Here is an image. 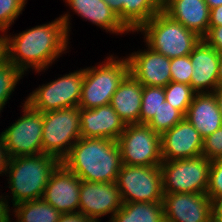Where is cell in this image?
Instances as JSON below:
<instances>
[{"mask_svg": "<svg viewBox=\"0 0 222 222\" xmlns=\"http://www.w3.org/2000/svg\"><path fill=\"white\" fill-rule=\"evenodd\" d=\"M71 16L70 12H64L54 21L36 25L15 36L5 32L8 60L24 74L30 69L34 73L48 70L70 48Z\"/></svg>", "mask_w": 222, "mask_h": 222, "instance_id": "6da1fadb", "label": "cell"}, {"mask_svg": "<svg viewBox=\"0 0 222 222\" xmlns=\"http://www.w3.org/2000/svg\"><path fill=\"white\" fill-rule=\"evenodd\" d=\"M60 163L55 156L44 153L11 158L5 175L9 177L6 178L7 187L12 195H0V216L11 213L10 200L14 206L23 201L42 199L50 176Z\"/></svg>", "mask_w": 222, "mask_h": 222, "instance_id": "7a4b0ae2", "label": "cell"}, {"mask_svg": "<svg viewBox=\"0 0 222 222\" xmlns=\"http://www.w3.org/2000/svg\"><path fill=\"white\" fill-rule=\"evenodd\" d=\"M61 162L81 180L113 183L122 165L121 150L111 139L81 137Z\"/></svg>", "mask_w": 222, "mask_h": 222, "instance_id": "3957f363", "label": "cell"}, {"mask_svg": "<svg viewBox=\"0 0 222 222\" xmlns=\"http://www.w3.org/2000/svg\"><path fill=\"white\" fill-rule=\"evenodd\" d=\"M136 32L144 36L142 42L146 43L145 45L169 59L190 55L202 39L162 10Z\"/></svg>", "mask_w": 222, "mask_h": 222, "instance_id": "277c9868", "label": "cell"}, {"mask_svg": "<svg viewBox=\"0 0 222 222\" xmlns=\"http://www.w3.org/2000/svg\"><path fill=\"white\" fill-rule=\"evenodd\" d=\"M114 54L99 62L98 65L84 68V82L78 107L93 109L109 105L120 83L129 74L126 57Z\"/></svg>", "mask_w": 222, "mask_h": 222, "instance_id": "5b68a950", "label": "cell"}, {"mask_svg": "<svg viewBox=\"0 0 222 222\" xmlns=\"http://www.w3.org/2000/svg\"><path fill=\"white\" fill-rule=\"evenodd\" d=\"M79 107L62 108L44 113L43 153L62 161L81 138Z\"/></svg>", "mask_w": 222, "mask_h": 222, "instance_id": "8992f818", "label": "cell"}, {"mask_svg": "<svg viewBox=\"0 0 222 222\" xmlns=\"http://www.w3.org/2000/svg\"><path fill=\"white\" fill-rule=\"evenodd\" d=\"M49 83H43L35 88L25 101L36 111L46 113L62 108L78 107L82 85L84 82V68L69 71V74L60 75Z\"/></svg>", "mask_w": 222, "mask_h": 222, "instance_id": "52a82bcc", "label": "cell"}, {"mask_svg": "<svg viewBox=\"0 0 222 222\" xmlns=\"http://www.w3.org/2000/svg\"><path fill=\"white\" fill-rule=\"evenodd\" d=\"M160 167L163 193H207L211 161L202 155L163 161Z\"/></svg>", "mask_w": 222, "mask_h": 222, "instance_id": "ba28073f", "label": "cell"}, {"mask_svg": "<svg viewBox=\"0 0 222 222\" xmlns=\"http://www.w3.org/2000/svg\"><path fill=\"white\" fill-rule=\"evenodd\" d=\"M117 143L121 163L129 166H160L161 135L147 124H127Z\"/></svg>", "mask_w": 222, "mask_h": 222, "instance_id": "9c48e42d", "label": "cell"}, {"mask_svg": "<svg viewBox=\"0 0 222 222\" xmlns=\"http://www.w3.org/2000/svg\"><path fill=\"white\" fill-rule=\"evenodd\" d=\"M20 107L22 116L1 132L9 156L13 158L43 154L44 113L34 110L26 101Z\"/></svg>", "mask_w": 222, "mask_h": 222, "instance_id": "30bf717a", "label": "cell"}, {"mask_svg": "<svg viewBox=\"0 0 222 222\" xmlns=\"http://www.w3.org/2000/svg\"><path fill=\"white\" fill-rule=\"evenodd\" d=\"M123 203L162 202L163 183L160 166L122 164L116 180Z\"/></svg>", "mask_w": 222, "mask_h": 222, "instance_id": "8fae6325", "label": "cell"}, {"mask_svg": "<svg viewBox=\"0 0 222 222\" xmlns=\"http://www.w3.org/2000/svg\"><path fill=\"white\" fill-rule=\"evenodd\" d=\"M123 205L116 182L97 183L81 180L79 211L93 222H101V217L113 215Z\"/></svg>", "mask_w": 222, "mask_h": 222, "instance_id": "7c38bea8", "label": "cell"}, {"mask_svg": "<svg viewBox=\"0 0 222 222\" xmlns=\"http://www.w3.org/2000/svg\"><path fill=\"white\" fill-rule=\"evenodd\" d=\"M165 222H213L212 200L201 193H163Z\"/></svg>", "mask_w": 222, "mask_h": 222, "instance_id": "4fadbf2b", "label": "cell"}, {"mask_svg": "<svg viewBox=\"0 0 222 222\" xmlns=\"http://www.w3.org/2000/svg\"><path fill=\"white\" fill-rule=\"evenodd\" d=\"M81 179L62 162L52 172L42 199L61 214L79 211Z\"/></svg>", "mask_w": 222, "mask_h": 222, "instance_id": "5bb4252c", "label": "cell"}, {"mask_svg": "<svg viewBox=\"0 0 222 222\" xmlns=\"http://www.w3.org/2000/svg\"><path fill=\"white\" fill-rule=\"evenodd\" d=\"M144 50L132 52L126 58L129 63V73L142 86L165 87L171 80V59L154 51L146 45Z\"/></svg>", "mask_w": 222, "mask_h": 222, "instance_id": "9a60e30c", "label": "cell"}, {"mask_svg": "<svg viewBox=\"0 0 222 222\" xmlns=\"http://www.w3.org/2000/svg\"><path fill=\"white\" fill-rule=\"evenodd\" d=\"M202 147L203 138L185 118L161 135L163 161L201 156Z\"/></svg>", "mask_w": 222, "mask_h": 222, "instance_id": "2e32d148", "label": "cell"}, {"mask_svg": "<svg viewBox=\"0 0 222 222\" xmlns=\"http://www.w3.org/2000/svg\"><path fill=\"white\" fill-rule=\"evenodd\" d=\"M80 136L83 138H103L117 141L126 124L112 106L105 105L93 109L79 108Z\"/></svg>", "mask_w": 222, "mask_h": 222, "instance_id": "e0dca14e", "label": "cell"}, {"mask_svg": "<svg viewBox=\"0 0 222 222\" xmlns=\"http://www.w3.org/2000/svg\"><path fill=\"white\" fill-rule=\"evenodd\" d=\"M189 56L193 68L191 87L196 93H213L218 87L220 53L201 39Z\"/></svg>", "mask_w": 222, "mask_h": 222, "instance_id": "ac0fdd59", "label": "cell"}, {"mask_svg": "<svg viewBox=\"0 0 222 222\" xmlns=\"http://www.w3.org/2000/svg\"><path fill=\"white\" fill-rule=\"evenodd\" d=\"M162 11L202 39L209 31L210 9L205 0H165Z\"/></svg>", "mask_w": 222, "mask_h": 222, "instance_id": "d6986e66", "label": "cell"}, {"mask_svg": "<svg viewBox=\"0 0 222 222\" xmlns=\"http://www.w3.org/2000/svg\"><path fill=\"white\" fill-rule=\"evenodd\" d=\"M75 14L85 21L111 34L125 35L130 31L122 24L117 14L108 6L105 0H63Z\"/></svg>", "mask_w": 222, "mask_h": 222, "instance_id": "ffe728a7", "label": "cell"}, {"mask_svg": "<svg viewBox=\"0 0 222 222\" xmlns=\"http://www.w3.org/2000/svg\"><path fill=\"white\" fill-rule=\"evenodd\" d=\"M184 118L203 139L222 127V114L213 93H196Z\"/></svg>", "mask_w": 222, "mask_h": 222, "instance_id": "44dd1931", "label": "cell"}, {"mask_svg": "<svg viewBox=\"0 0 222 222\" xmlns=\"http://www.w3.org/2000/svg\"><path fill=\"white\" fill-rule=\"evenodd\" d=\"M143 86L129 73L112 96L110 105L127 124H140Z\"/></svg>", "mask_w": 222, "mask_h": 222, "instance_id": "7402d4cb", "label": "cell"}, {"mask_svg": "<svg viewBox=\"0 0 222 222\" xmlns=\"http://www.w3.org/2000/svg\"><path fill=\"white\" fill-rule=\"evenodd\" d=\"M120 21L134 34L143 24L162 10L159 0H119Z\"/></svg>", "mask_w": 222, "mask_h": 222, "instance_id": "603a6c76", "label": "cell"}, {"mask_svg": "<svg viewBox=\"0 0 222 222\" xmlns=\"http://www.w3.org/2000/svg\"><path fill=\"white\" fill-rule=\"evenodd\" d=\"M12 208V214L7 212L0 216V222H12L10 215L13 214L16 222H58L61 216L59 211L43 199L23 201Z\"/></svg>", "mask_w": 222, "mask_h": 222, "instance_id": "cb8c5ba5", "label": "cell"}, {"mask_svg": "<svg viewBox=\"0 0 222 222\" xmlns=\"http://www.w3.org/2000/svg\"><path fill=\"white\" fill-rule=\"evenodd\" d=\"M108 222H165L162 202L123 203Z\"/></svg>", "mask_w": 222, "mask_h": 222, "instance_id": "d4e9b609", "label": "cell"}, {"mask_svg": "<svg viewBox=\"0 0 222 222\" xmlns=\"http://www.w3.org/2000/svg\"><path fill=\"white\" fill-rule=\"evenodd\" d=\"M23 75L25 74L9 60L0 65V113L3 112L20 79H23Z\"/></svg>", "mask_w": 222, "mask_h": 222, "instance_id": "484cf974", "label": "cell"}, {"mask_svg": "<svg viewBox=\"0 0 222 222\" xmlns=\"http://www.w3.org/2000/svg\"><path fill=\"white\" fill-rule=\"evenodd\" d=\"M162 102H165L164 87L143 86L140 124H148L161 107Z\"/></svg>", "mask_w": 222, "mask_h": 222, "instance_id": "4316f807", "label": "cell"}, {"mask_svg": "<svg viewBox=\"0 0 222 222\" xmlns=\"http://www.w3.org/2000/svg\"><path fill=\"white\" fill-rule=\"evenodd\" d=\"M165 100L184 116L193 101L196 92L191 85L171 81L164 87Z\"/></svg>", "mask_w": 222, "mask_h": 222, "instance_id": "83f0119b", "label": "cell"}, {"mask_svg": "<svg viewBox=\"0 0 222 222\" xmlns=\"http://www.w3.org/2000/svg\"><path fill=\"white\" fill-rule=\"evenodd\" d=\"M184 117L185 116L178 109L174 108L165 100L147 125L157 134L162 135L164 132L181 122Z\"/></svg>", "mask_w": 222, "mask_h": 222, "instance_id": "f1b7e54d", "label": "cell"}, {"mask_svg": "<svg viewBox=\"0 0 222 222\" xmlns=\"http://www.w3.org/2000/svg\"><path fill=\"white\" fill-rule=\"evenodd\" d=\"M26 4L27 0H0V32H9Z\"/></svg>", "mask_w": 222, "mask_h": 222, "instance_id": "f546056e", "label": "cell"}, {"mask_svg": "<svg viewBox=\"0 0 222 222\" xmlns=\"http://www.w3.org/2000/svg\"><path fill=\"white\" fill-rule=\"evenodd\" d=\"M190 56L176 57L171 59L170 71L173 82L190 85L193 73Z\"/></svg>", "mask_w": 222, "mask_h": 222, "instance_id": "4dcf8cb0", "label": "cell"}, {"mask_svg": "<svg viewBox=\"0 0 222 222\" xmlns=\"http://www.w3.org/2000/svg\"><path fill=\"white\" fill-rule=\"evenodd\" d=\"M202 156L209 161L222 158V127L203 139Z\"/></svg>", "mask_w": 222, "mask_h": 222, "instance_id": "1f68e13d", "label": "cell"}, {"mask_svg": "<svg viewBox=\"0 0 222 222\" xmlns=\"http://www.w3.org/2000/svg\"><path fill=\"white\" fill-rule=\"evenodd\" d=\"M206 195L211 200L222 197V158L211 161Z\"/></svg>", "mask_w": 222, "mask_h": 222, "instance_id": "d6a6232c", "label": "cell"}, {"mask_svg": "<svg viewBox=\"0 0 222 222\" xmlns=\"http://www.w3.org/2000/svg\"><path fill=\"white\" fill-rule=\"evenodd\" d=\"M203 39L217 52L222 53V26L209 27V31Z\"/></svg>", "mask_w": 222, "mask_h": 222, "instance_id": "836d02e7", "label": "cell"}, {"mask_svg": "<svg viewBox=\"0 0 222 222\" xmlns=\"http://www.w3.org/2000/svg\"><path fill=\"white\" fill-rule=\"evenodd\" d=\"M11 157L0 133V176L5 175Z\"/></svg>", "mask_w": 222, "mask_h": 222, "instance_id": "e575fe53", "label": "cell"}, {"mask_svg": "<svg viewBox=\"0 0 222 222\" xmlns=\"http://www.w3.org/2000/svg\"><path fill=\"white\" fill-rule=\"evenodd\" d=\"M58 222H92L87 216L80 212L61 214Z\"/></svg>", "mask_w": 222, "mask_h": 222, "instance_id": "d590c367", "label": "cell"}, {"mask_svg": "<svg viewBox=\"0 0 222 222\" xmlns=\"http://www.w3.org/2000/svg\"><path fill=\"white\" fill-rule=\"evenodd\" d=\"M222 26V5L210 9L209 27Z\"/></svg>", "mask_w": 222, "mask_h": 222, "instance_id": "8d00e7d4", "label": "cell"}, {"mask_svg": "<svg viewBox=\"0 0 222 222\" xmlns=\"http://www.w3.org/2000/svg\"><path fill=\"white\" fill-rule=\"evenodd\" d=\"M212 220L213 222H222V197L212 200Z\"/></svg>", "mask_w": 222, "mask_h": 222, "instance_id": "74e56055", "label": "cell"}, {"mask_svg": "<svg viewBox=\"0 0 222 222\" xmlns=\"http://www.w3.org/2000/svg\"><path fill=\"white\" fill-rule=\"evenodd\" d=\"M8 60L7 39L5 32L0 33V65Z\"/></svg>", "mask_w": 222, "mask_h": 222, "instance_id": "f35d334b", "label": "cell"}, {"mask_svg": "<svg viewBox=\"0 0 222 222\" xmlns=\"http://www.w3.org/2000/svg\"><path fill=\"white\" fill-rule=\"evenodd\" d=\"M108 6L117 14L120 20V3L119 0H105Z\"/></svg>", "mask_w": 222, "mask_h": 222, "instance_id": "ab89813d", "label": "cell"}, {"mask_svg": "<svg viewBox=\"0 0 222 222\" xmlns=\"http://www.w3.org/2000/svg\"><path fill=\"white\" fill-rule=\"evenodd\" d=\"M213 94L216 97V100L218 102V106H219V110L222 114V86L221 87H217L214 91Z\"/></svg>", "mask_w": 222, "mask_h": 222, "instance_id": "60d3db41", "label": "cell"}, {"mask_svg": "<svg viewBox=\"0 0 222 222\" xmlns=\"http://www.w3.org/2000/svg\"><path fill=\"white\" fill-rule=\"evenodd\" d=\"M221 86H222V53H220L219 68H218V87Z\"/></svg>", "mask_w": 222, "mask_h": 222, "instance_id": "b9f144b4", "label": "cell"}, {"mask_svg": "<svg viewBox=\"0 0 222 222\" xmlns=\"http://www.w3.org/2000/svg\"><path fill=\"white\" fill-rule=\"evenodd\" d=\"M209 9L219 7L222 5V0H205Z\"/></svg>", "mask_w": 222, "mask_h": 222, "instance_id": "7bdbcfd3", "label": "cell"}]
</instances>
